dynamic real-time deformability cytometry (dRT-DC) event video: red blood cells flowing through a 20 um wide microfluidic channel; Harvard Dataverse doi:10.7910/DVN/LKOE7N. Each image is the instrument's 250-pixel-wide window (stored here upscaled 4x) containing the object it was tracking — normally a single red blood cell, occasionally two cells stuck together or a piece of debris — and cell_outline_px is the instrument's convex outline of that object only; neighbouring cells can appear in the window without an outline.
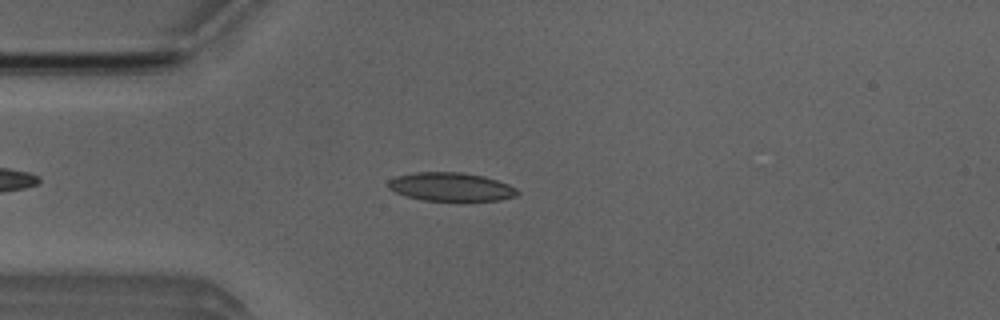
{"species": "Egyptian fruit bat (a non-hibernating species)", "species_latin": "Rousettus aegyptiacus", "temperature_condition": "room temperature", "stored_images_in_passage": 47, "camera_frame_rate_fps": 3000, "um_per_image_px": 0.085, "animal": {"sex": "male"}, "frame": {"image": 1, "passage_image": 9, "time_ms": 2.667, "image_size_px": [1000, 320], "cell_outline_px": [[520, 192], [516, 196], [500, 200], [464, 204], [420, 200], [404, 196], [388, 188], [388, 180], [396, 176], [412, 172], [460, 172], [484, 176], [508, 184], [516, 188]], "centroid_in_image_um": [38.34, 15.94], "position_along_channel_um": 46.7, "area_um2": 22.66}}
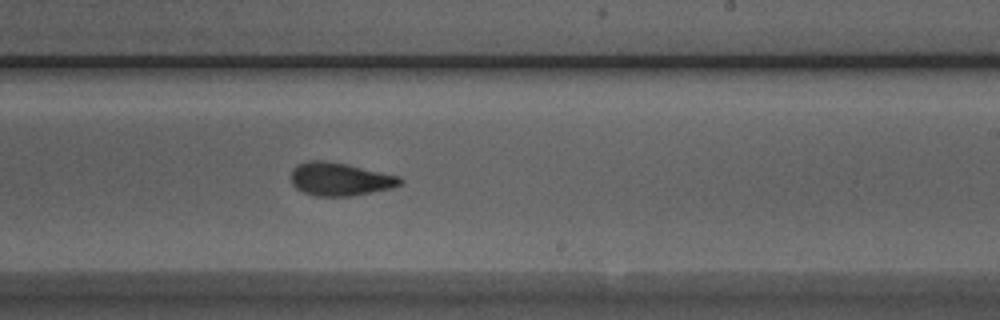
{"frame": {"image": 2, "passage_image": 26, "time_ms": 8.333, "image_size_px": [1000, 320], "cell_outline_px": [[404, 180], [400, 184], [392, 188], [352, 196], [316, 196], [304, 192], [296, 188], [292, 184], [292, 168], [296, 164], [308, 160], [324, 160], [348, 164], [400, 176]], "centroid_in_image_um": [28.9, 15.21], "position_along_channel_um": 260.1, "area_um2": 21.21}}
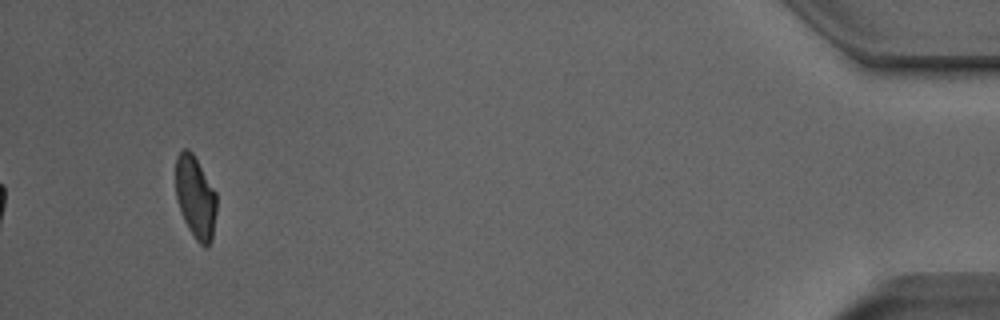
{"frame": {"image": 3, "passage_image": 44, "time_ms": 14.333, "image_size_px": [1000, 320], "cell_outline_px": [[216, 212], [212, 240], [204, 248], [196, 240], [188, 228], [184, 220], [176, 200], [176, 156], [184, 148], [188, 148], [192, 152], [216, 192]], "centroid_in_image_um": [16.61, 16.77], "position_along_channel_um": 418.6, "area_um2": 19.65}, "authors_computed_cell_mechanics": {"area_um2": 21.0392, "velocity_mm_per_s": 3.9891, "shape_relaxation_time_tau1_ms": 4.9659, "shape_relaxation_time_tau2_ms": 1.5724, "deformation_change_tau1": 0.1601, "deformation_change_tau2": 0.0803}}